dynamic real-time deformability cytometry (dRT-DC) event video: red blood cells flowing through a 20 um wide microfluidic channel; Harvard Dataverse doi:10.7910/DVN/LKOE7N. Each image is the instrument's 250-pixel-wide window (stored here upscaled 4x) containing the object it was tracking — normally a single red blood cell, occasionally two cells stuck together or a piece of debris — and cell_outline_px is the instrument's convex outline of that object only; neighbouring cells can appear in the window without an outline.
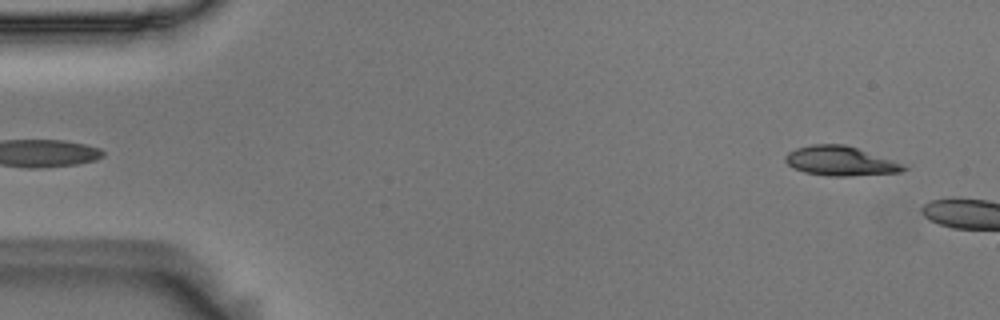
{"species": "Egyptian fruit bat (a non-hibernating species)", "species_latin": "Rousettus aegyptiacus", "temperature_condition": "room temperature", "stored_images_in_passage": 5, "camera_frame_rate_fps": 3000, "um_per_image_px": 0.085, "animal": {"sex": "male"}, "frame": {"image": 1, "passage_image": 5, "time_ms": 1.333, "image_size_px": [1000, 320], "cell_outline_px": [[908, 168], [900, 172], [848, 176], [828, 176], [804, 172], [792, 168], [784, 160], [784, 156], [788, 152], [796, 148], [812, 144], [844, 144], [892, 160]], "centroid_in_image_um": [71.35, 13.69], "position_along_channel_um": 13.7, "area_um2": 20.06}}